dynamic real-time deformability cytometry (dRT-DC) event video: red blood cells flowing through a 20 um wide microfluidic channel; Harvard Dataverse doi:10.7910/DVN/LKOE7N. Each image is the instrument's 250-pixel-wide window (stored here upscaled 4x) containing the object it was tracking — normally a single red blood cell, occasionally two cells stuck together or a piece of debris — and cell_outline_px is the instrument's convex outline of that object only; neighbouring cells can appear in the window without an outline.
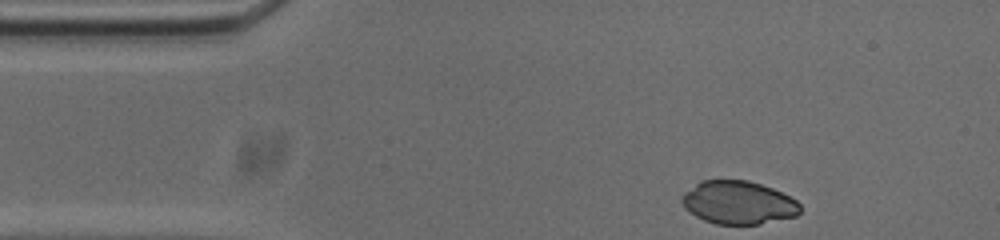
{"species": "common noctule bat (a hibernating species)", "species_latin": "Nyctalus noctula", "temperature_condition": "cold", "stored_images_in_passage": 36, "camera_frame_rate_fps": 3000, "um_per_image_px": 0.085, "animal": {"sex": "male", "body_mass_g": 20.0, "forearm_length_mm": 53.3}, "frame": {"image": 1, "passage_image": 1, "time_ms": 0.0, "image_size_px": [1000, 240], "cell_outline_px": [[800, 212], [796, 216], [760, 224], [716, 224], [704, 220], [696, 216], [684, 208], [680, 200], [680, 196], [684, 192], [700, 180], [748, 180], [772, 188], [796, 200], [800, 204]], "centroid_in_image_um": [62.72, 17.22], "position_along_channel_um": 22.3, "area_um2": 29.82}}